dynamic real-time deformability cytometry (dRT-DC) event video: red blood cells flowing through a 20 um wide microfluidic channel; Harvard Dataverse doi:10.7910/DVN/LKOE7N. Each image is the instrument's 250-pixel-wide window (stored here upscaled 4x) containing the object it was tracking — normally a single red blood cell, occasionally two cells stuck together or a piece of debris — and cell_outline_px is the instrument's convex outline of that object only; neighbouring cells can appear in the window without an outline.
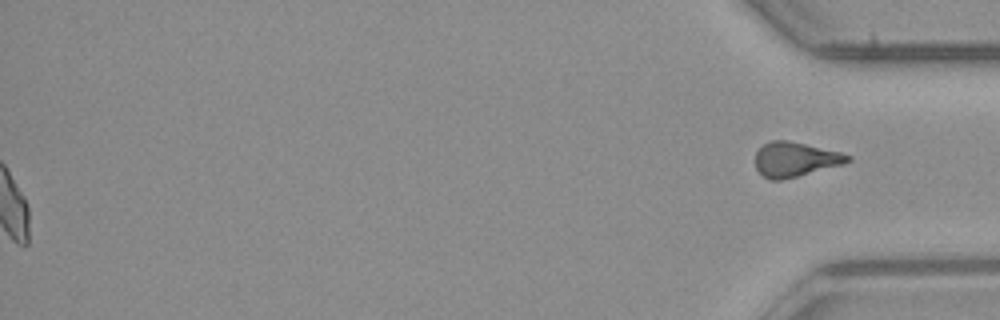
{"species": "common noctule bat (a hibernating species)", "species_latin": "Nyctalus noctula", "temperature_condition": "room temperature", "stored_images_in_passage": 54, "segment_of_instrument_passage": [2, 2], "camera_frame_rate_fps": 3000, "um_per_image_px": 0.085, "animal": {"sex": "male", "body_mass_g": 23.1, "forearm_length_mm": 52.7}, "frame": {"image": 1, "passage_image": 54, "time_ms": 17.667, "image_size_px": [1000, 320], "cell_outline_px": [[852, 160], [844, 164], [780, 180], [768, 180], [756, 168], [756, 152], [764, 144], [772, 140], [788, 140], [840, 152], [852, 156]], "centroid_in_image_um": [67.6, 13.54], "position_along_channel_um": 367.6, "area_um2": 18.44}}